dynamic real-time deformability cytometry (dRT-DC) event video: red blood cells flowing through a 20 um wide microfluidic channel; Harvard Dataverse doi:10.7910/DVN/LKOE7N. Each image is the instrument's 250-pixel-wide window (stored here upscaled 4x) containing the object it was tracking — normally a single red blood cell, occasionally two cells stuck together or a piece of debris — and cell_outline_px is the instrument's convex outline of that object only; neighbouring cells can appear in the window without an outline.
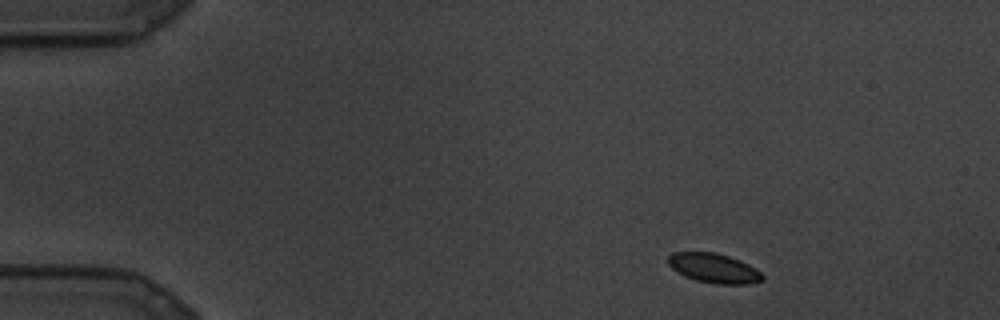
{"species": "common noctule bat (a hibernating species)", "species_latin": "Nyctalus noctula", "temperature_condition": "cold", "stored_images_in_passage": 12, "camera_frame_rate_fps": 3000, "um_per_image_px": 0.085, "animal": {"sex": "male", "body_mass_g": 19.5, "forearm_length_mm": 54.6}, "frame": {"image": 1, "passage_image": 1, "time_ms": 0.0, "image_size_px": [1000, 320], "cell_outline_px": [[764, 280], [748, 284], [716, 284], [696, 280], [684, 276], [676, 272], [668, 264], [668, 256], [672, 252], [716, 252], [740, 260], [756, 268], [764, 276]], "centroid_in_image_um": [60.68, 22.79], "position_along_channel_um": 24.3, "area_um2": 16.36}}
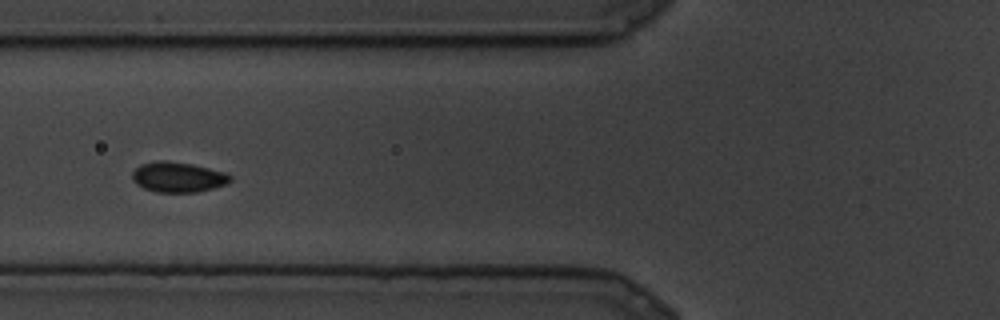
{"frame": {"image": 2, "passage_image": 8, "time_ms": 2.333, "image_size_px": [1000, 320], "cell_outline_px": [[232, 180], [228, 184], [196, 192], [156, 192], [144, 188], [136, 184], [132, 180], [132, 172], [140, 164], [156, 160], [168, 160], [192, 164], [224, 172], [232, 176]], "centroid_in_image_um": [15.11, 15.04], "position_along_channel_um": 110.7, "area_um2": 17.4}}
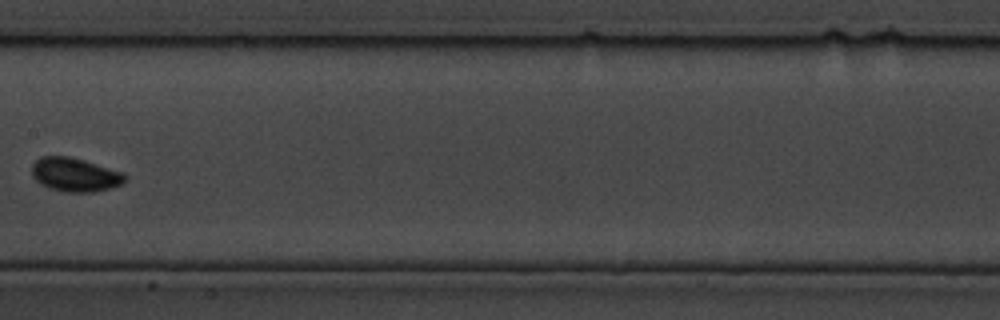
{"frame": {"image": 3, "passage_image": 11, "time_ms": 3.333, "image_size_px": [1000, 320], "cell_outline_px": [[128, 176], [120, 184], [108, 188], [92, 192], [68, 192], [48, 188], [36, 180], [32, 176], [32, 164], [40, 156], [68, 156], [84, 160], [124, 172]], "centroid_in_image_um": [6.36, 14.83], "position_along_channel_um": 201.0, "area_um2": 18.26}}